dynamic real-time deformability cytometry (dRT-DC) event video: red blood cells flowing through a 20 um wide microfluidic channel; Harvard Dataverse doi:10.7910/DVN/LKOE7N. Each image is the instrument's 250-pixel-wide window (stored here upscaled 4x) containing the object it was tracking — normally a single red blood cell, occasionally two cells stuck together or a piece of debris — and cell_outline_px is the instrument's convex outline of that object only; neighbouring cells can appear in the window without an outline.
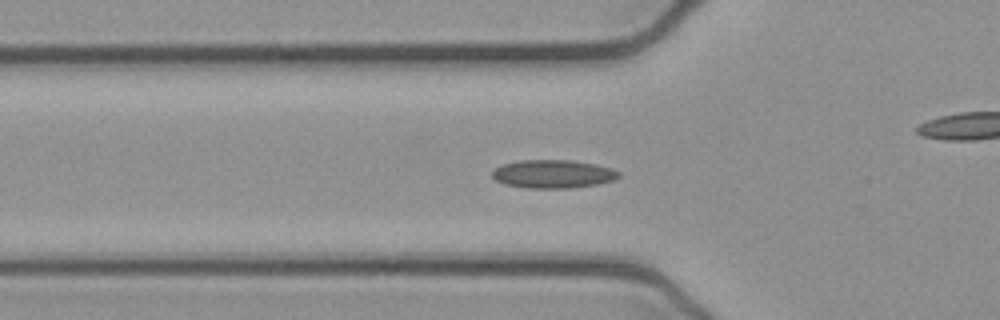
{"species": "common noctule bat (a hibernating species)", "species_latin": "Nyctalus noctula", "temperature_condition": "cold", "stored_images_in_passage": 44, "camera_frame_rate_fps": 3000, "um_per_image_px": 0.085, "animal": {"sex": "female", "body_mass_g": 21.9}, "frame": {"image": 1, "passage_image": 8, "time_ms": 2.333, "image_size_px": [1000, 320], "cell_outline_px": [[620, 176], [616, 180], [596, 184], [572, 188], [528, 188], [504, 184], [496, 180], [492, 176], [492, 172], [496, 168], [504, 164], [520, 160], [572, 160], [596, 164], [612, 168], [620, 172]], "centroid_in_image_um": [47.05, 14.79], "position_along_channel_um": 78.8, "area_um2": 20.92}}
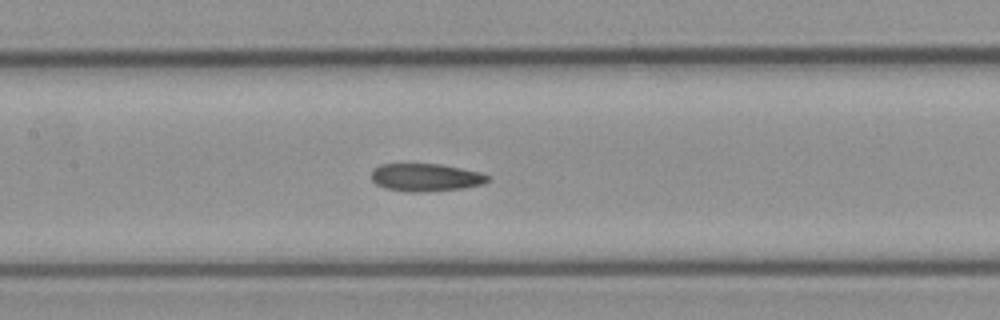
{"frame": {"image": 2, "passage_image": 15, "time_ms": 4.667, "image_size_px": [1000, 320], "cell_outline_px": [[492, 176], [484, 184], [464, 188], [424, 192], [408, 192], [388, 188], [376, 184], [372, 180], [372, 168], [380, 164], [440, 164], [480, 172]], "centroid_in_image_um": [36.21, 15.08], "position_along_channel_um": 171.2, "area_um2": 18.9}}
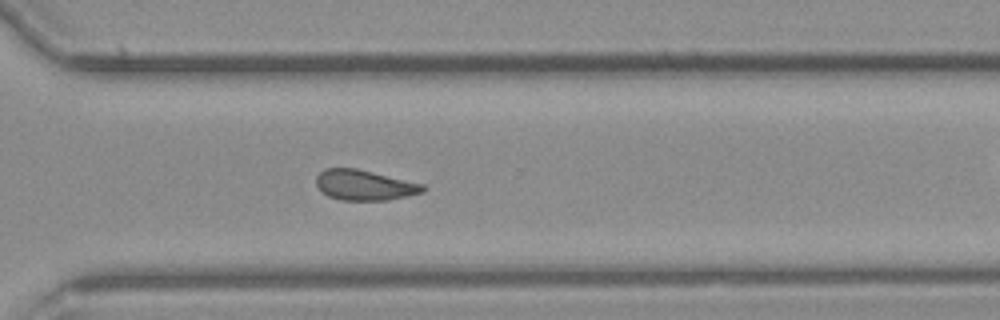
{"frame": {"image": 3, "passage_image": 28, "time_ms": 9.0, "image_size_px": [1000, 320], "cell_outline_px": [[428, 188], [424, 192], [408, 196], [388, 200], [340, 200], [328, 196], [316, 184], [316, 176], [324, 168], [356, 168], [424, 184]], "centroid_in_image_um": [31.01, 15.73], "position_along_channel_um": 339.6, "area_um2": 18.9}, "authors_computed_cell_mechanics": {"area_um2": 19.1029, "velocity_mm_per_s": 3.8928, "shape_relaxation_time_tau1_ms": null, "shape_relaxation_time_tau2_ms": 2.8762, "deformation_change_tau1": null, "deformation_change_tau2": 0.0852}}